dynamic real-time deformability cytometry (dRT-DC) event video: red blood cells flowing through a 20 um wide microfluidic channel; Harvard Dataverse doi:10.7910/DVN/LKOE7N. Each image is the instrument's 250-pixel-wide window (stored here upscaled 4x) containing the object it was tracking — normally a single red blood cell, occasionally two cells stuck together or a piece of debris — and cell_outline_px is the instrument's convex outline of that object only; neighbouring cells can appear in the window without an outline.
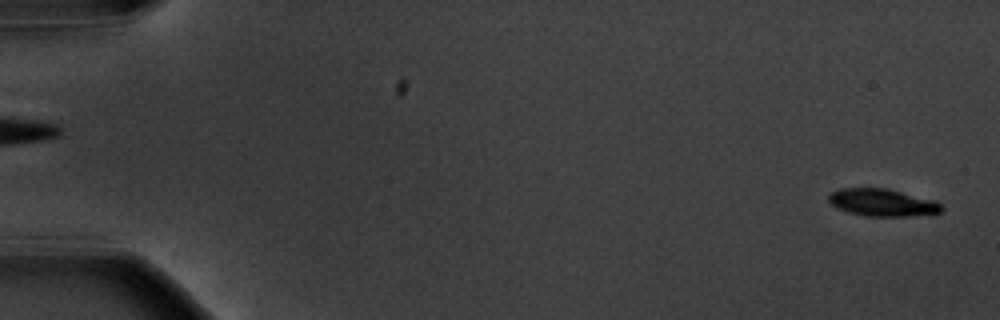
{"species": "common noctule bat (a hibernating species)", "species_latin": "Nyctalus noctula", "temperature_condition": "warm", "stored_images_in_passage": 18, "camera_frame_rate_fps": 3000, "um_per_image_px": 0.085, "animal": {"sex": "male", "body_mass_g": 20.1, "forearm_length_mm": 53.5}, "frame": {"image": 1, "passage_image": 2, "time_ms": 0.333, "image_size_px": [1000, 320], "cell_outline_px": [[944, 208], [940, 212], [904, 216], [864, 216], [848, 212], [836, 208], [828, 200], [828, 196], [832, 192], [840, 188], [888, 188], [936, 200]], "centroid_in_image_um": [74.99, 17.2], "position_along_channel_um": 10.0, "area_um2": 18.03}}